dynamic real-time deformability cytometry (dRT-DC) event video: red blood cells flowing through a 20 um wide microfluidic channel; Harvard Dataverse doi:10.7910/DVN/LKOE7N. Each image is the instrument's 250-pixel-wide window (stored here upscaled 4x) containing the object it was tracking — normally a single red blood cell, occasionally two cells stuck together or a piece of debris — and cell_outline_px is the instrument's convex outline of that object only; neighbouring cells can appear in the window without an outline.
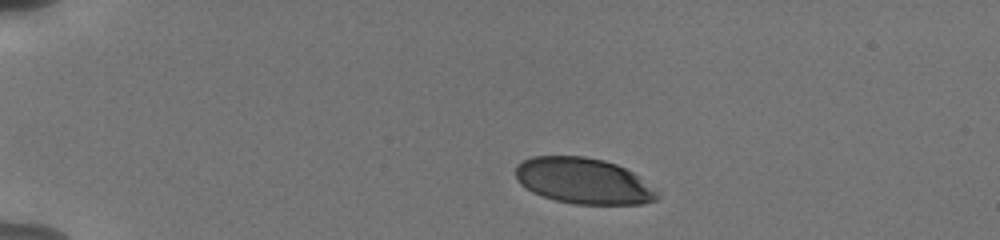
{"species": "human", "species_latin": "Homo sapiens", "temperature_condition": "cold", "stored_images_in_passage": 37, "camera_frame_rate_fps": 3000, "um_per_image_px": 0.085, "donor": {"sex": "male"}, "frame": {"image": 1, "passage_image": 1, "time_ms": 0.0, "image_size_px": [1000, 240], "cell_outline_px": [[644, 200], [612, 204], [608, 204], [568, 200], [520, 168], [528, 160], [548, 156], [564, 156], [596, 160], [612, 164], [620, 168], [644, 192]], "centroid_in_image_um": [49.69, 15.27], "position_along_channel_um": 35.3, "area_um2": 28.38}}
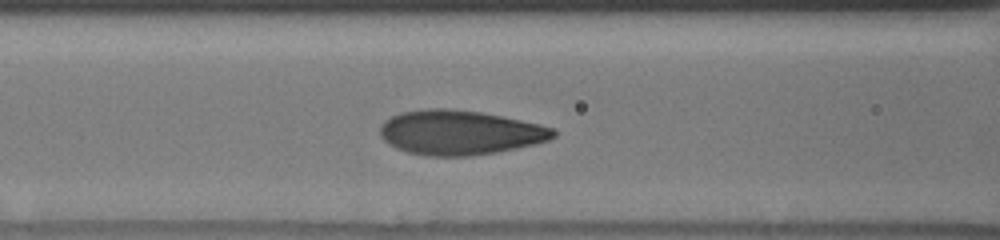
{"frame": {"image": 2, "passage_image": 14, "time_ms": 4.333, "image_size_px": [1000, 240], "cell_outline_px": [[552, 132], [548, 136], [536, 140], [516, 144], [492, 148], [480, 148], [388, 128], [392, 120], [408, 116], [436, 112], [448, 112], [484, 116], [524, 124], [540, 128]], "centroid_in_image_um": [39.87, 11.0], "position_along_channel_um": 126.7, "area_um2": 26.07}}
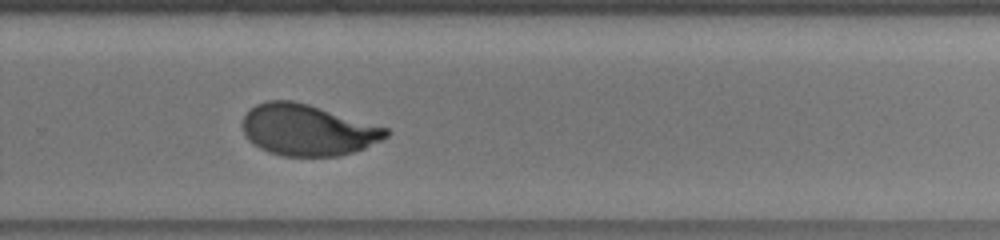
{"frame": {"image": 3, "passage_image": 28, "time_ms": 9.0, "image_size_px": [1000, 240], "cell_outline_px": [[384, 132], [380, 136], [356, 148], [332, 152], [328, 152], [260, 108], [268, 104], [296, 104], [312, 108]], "centroid_in_image_um": [27.45, 10.8], "position_along_channel_um": 302.3, "area_um2": 20.92}}